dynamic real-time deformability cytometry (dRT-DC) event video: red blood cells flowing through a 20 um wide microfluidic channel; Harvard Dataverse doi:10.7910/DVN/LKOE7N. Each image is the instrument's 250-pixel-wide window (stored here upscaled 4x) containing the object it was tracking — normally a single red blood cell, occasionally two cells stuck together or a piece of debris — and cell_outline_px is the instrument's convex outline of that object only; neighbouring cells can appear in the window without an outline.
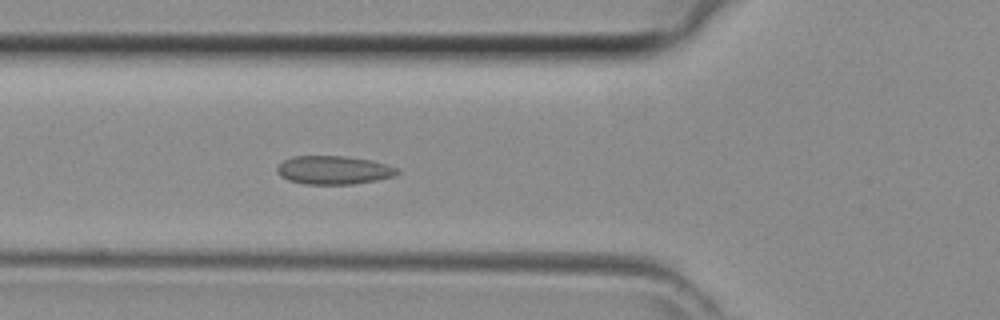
{"species": "common noctule bat (a hibernating species)", "species_latin": "Nyctalus noctula", "temperature_condition": "room temperature", "stored_images_in_passage": 43, "camera_frame_rate_fps": 3000, "um_per_image_px": 0.085, "animal": {"sex": "female", "body_mass_g": 29.2, "forearm_length_mm": 56.3}, "frame": {"image": 1, "passage_image": 15, "time_ms": 4.667, "image_size_px": [1000, 320], "cell_outline_px": [[400, 172], [396, 176], [376, 180], [352, 184], [304, 184], [288, 180], [280, 176], [276, 172], [276, 168], [284, 160], [292, 156], [344, 156], [372, 160], [396, 168]], "centroid_in_image_um": [28.34, 14.46], "position_along_channel_um": 97.5, "area_um2": 19.94}}
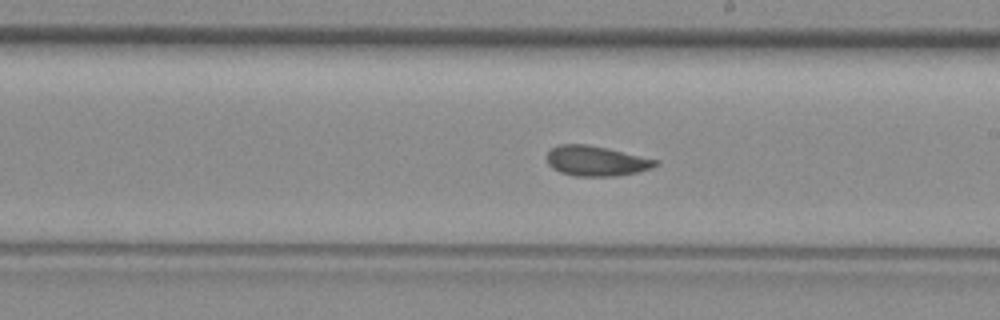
{"frame": {"image": 2, "passage_image": 24, "time_ms": 7.667, "image_size_px": [1000, 320], "cell_outline_px": [[660, 164], [652, 168], [636, 172], [616, 176], [576, 176], [560, 172], [552, 168], [548, 164], [548, 152], [552, 148], [560, 144], [588, 144], [608, 148], [660, 160]], "centroid_in_image_um": [50.71, 13.67], "position_along_channel_um": 238.3, "area_um2": 19.13}}
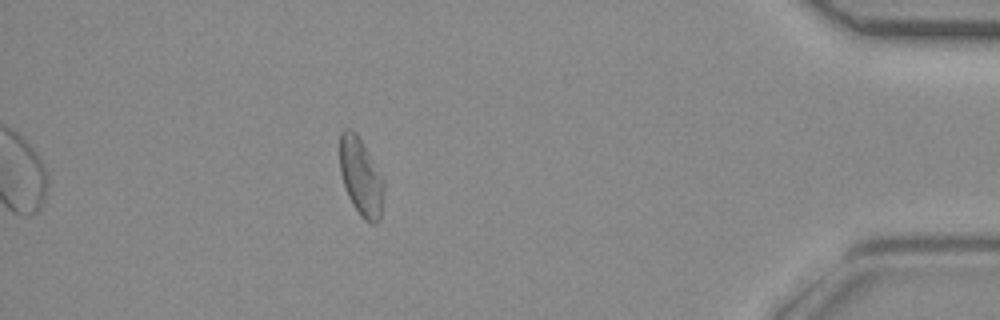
{"frame": {"image": 3, "passage_image": 38, "time_ms": 12.333, "image_size_px": [1000, 320], "cell_outline_px": [[384, 188], [380, 220], [376, 224], [372, 224], [364, 220], [360, 216], [352, 204], [348, 196], [340, 172], [340, 132], [344, 128], [348, 128], [356, 132], [368, 152], [384, 180]], "centroid_in_image_um": [30.67, 15.05], "position_along_channel_um": 404.5, "area_um2": 20.0}}